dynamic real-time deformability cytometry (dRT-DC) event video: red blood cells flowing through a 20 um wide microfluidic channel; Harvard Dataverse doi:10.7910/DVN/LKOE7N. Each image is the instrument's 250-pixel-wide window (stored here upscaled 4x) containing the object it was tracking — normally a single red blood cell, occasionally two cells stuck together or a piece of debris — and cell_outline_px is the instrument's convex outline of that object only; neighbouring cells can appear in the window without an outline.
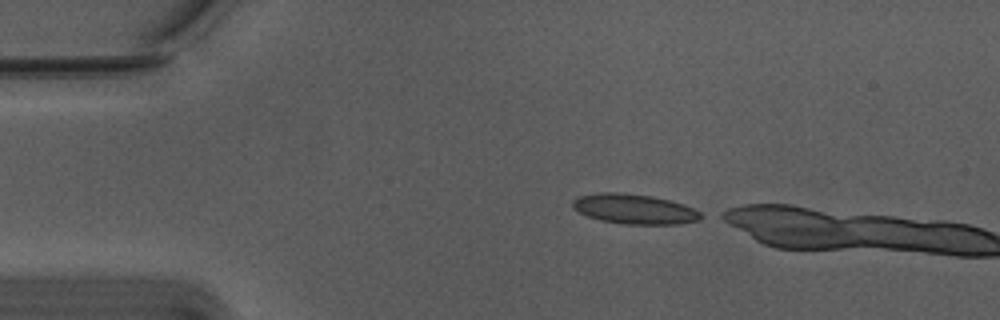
{"species": "Egyptian fruit bat (a non-hibernating species)", "species_latin": "Rousettus aegyptiacus", "temperature_condition": "warm", "stored_images_in_passage": 3, "camera_frame_rate_fps": 3000, "um_per_image_px": 0.085, "animal": {"sex": "male"}, "frame": {"image": 1, "passage_image": 1, "time_ms": 0.0, "image_size_px": [1000, 320], "cell_outline_px": [[708, 216], [700, 220], [676, 224], [624, 224], [600, 220], [588, 216], [572, 208], [572, 200], [580, 196], [600, 192], [620, 192], [652, 196], [668, 200], [692, 208]], "centroid_in_image_um": [53.93, 17.77], "position_along_channel_um": 31.1, "area_um2": 22.31}}